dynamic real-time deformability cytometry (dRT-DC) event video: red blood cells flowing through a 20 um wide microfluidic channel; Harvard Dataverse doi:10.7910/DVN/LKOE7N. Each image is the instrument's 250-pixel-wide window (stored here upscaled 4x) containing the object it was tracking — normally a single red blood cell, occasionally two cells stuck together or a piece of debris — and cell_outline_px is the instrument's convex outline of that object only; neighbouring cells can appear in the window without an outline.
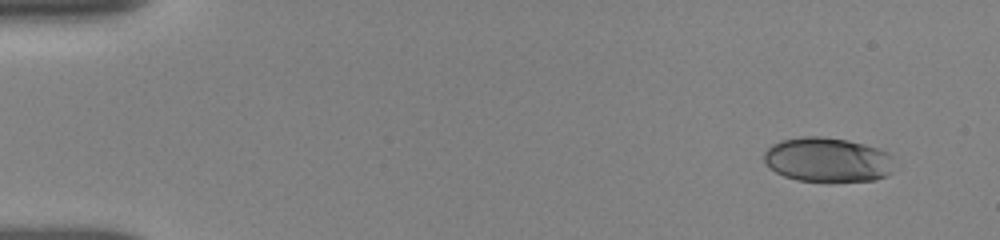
{"species": "human", "species_latin": "Homo sapiens", "temperature_condition": "room temperature", "stored_images_in_passage": 18, "camera_frame_rate_fps": 3000, "um_per_image_px": 0.085, "donor": {"sex": "female"}, "frame": {"image": 1, "passage_image": 1, "time_ms": 0.0, "image_size_px": [1000, 240], "cell_outline_px": [[892, 172], [888, 176], [876, 180], [828, 184], [796, 180], [784, 176], [768, 168], [764, 160], [764, 152], [772, 144], [780, 140], [804, 136], [820, 136], [848, 140], [864, 144], [888, 152], [892, 156]], "centroid_in_image_um": [70.34, 13.62], "position_along_channel_um": 14.7, "area_um2": 34.85}}
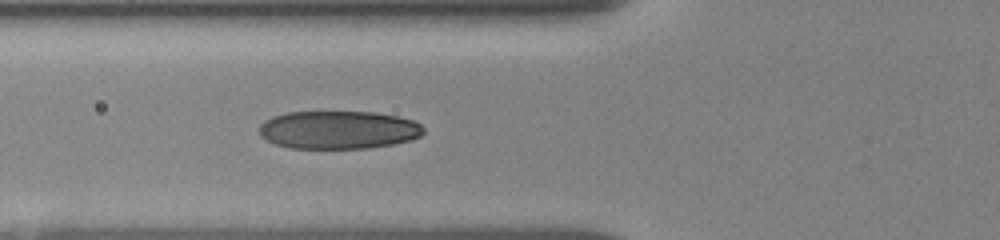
{"frame": {"image": 2, "passage_image": 13, "time_ms": 5.333, "image_size_px": [1000, 240], "cell_outline_px": [[424, 132], [420, 136], [412, 140], [392, 144], [368, 148], [292, 148], [276, 144], [260, 136], [260, 124], [264, 120], [272, 116], [288, 112], [376, 112], [396, 116], [412, 120], [420, 124], [424, 128]], "centroid_in_image_um": [28.77, 11.03], "position_along_channel_um": 97.0, "area_um2": 36.47}}
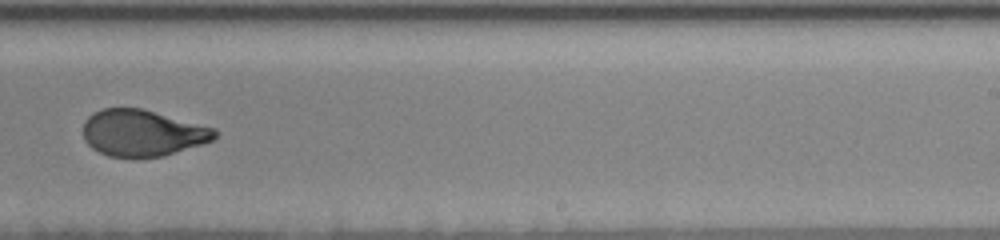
{"frame": {"image": 3, "passage_image": 18, "time_ms": 10.0, "image_size_px": [1000, 240], "cell_outline_px": [[220, 132], [212, 140], [164, 156], [108, 156], [92, 148], [84, 140], [84, 120], [92, 112], [104, 108], [140, 108], [216, 128]], "centroid_in_image_um": [12.1, 11.28], "position_along_channel_um": 276.9, "area_um2": 35.32}}